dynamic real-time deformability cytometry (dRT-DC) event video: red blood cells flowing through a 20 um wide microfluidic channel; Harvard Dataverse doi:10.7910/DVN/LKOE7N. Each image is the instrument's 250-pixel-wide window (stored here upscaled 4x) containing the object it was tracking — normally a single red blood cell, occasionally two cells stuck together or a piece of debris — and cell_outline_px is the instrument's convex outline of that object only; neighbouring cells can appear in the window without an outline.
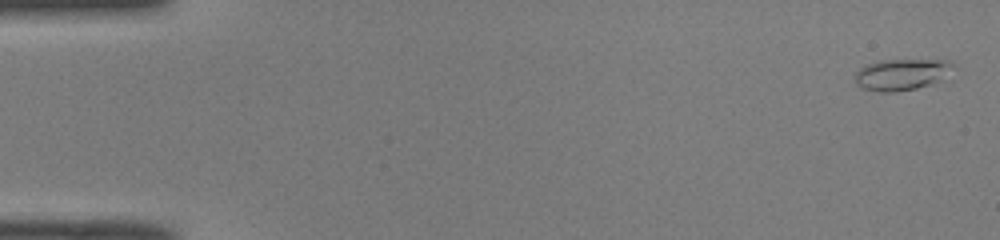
{"species": "common noctule bat (a hibernating species)", "species_latin": "Nyctalus noctula", "temperature_condition": "room temperature", "stored_images_in_passage": 51, "camera_frame_rate_fps": 3000, "um_per_image_px": 0.085, "animal": {"sex": "male", "body_mass_g": 19.0, "forearm_length_mm": 50.8}, "frame": {"image": 1, "passage_image": 2, "time_ms": 0.333, "image_size_px": [1000, 240], "cell_outline_px": [[956, 68], [952, 80], [916, 88], [896, 92], [880, 92], [860, 88], [856, 84], [856, 72], [860, 68], [868, 64], [880, 60], [952, 60], [956, 64]], "centroid_in_image_um": [76.83, 6.34], "position_along_channel_um": 8.2, "area_um2": 18.9}}
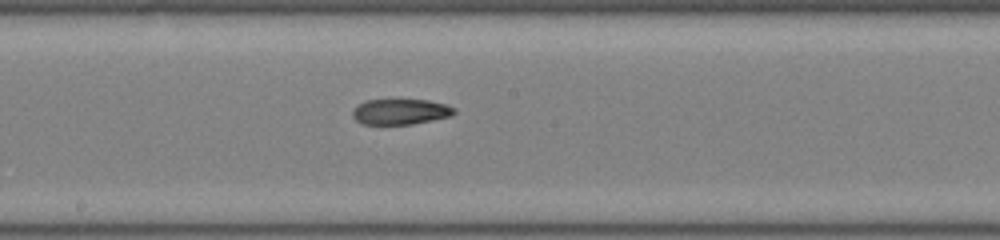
{"frame": {"image": 2, "passage_image": 28, "time_ms": 9.0, "image_size_px": [1000, 240], "cell_outline_px": [[456, 112], [452, 116], [412, 124], [360, 124], [352, 116], [352, 112], [364, 100], [428, 100], [444, 104], [456, 108]], "centroid_in_image_um": [34.06, 9.5], "position_along_channel_um": 214.1, "area_um2": 15.09}}
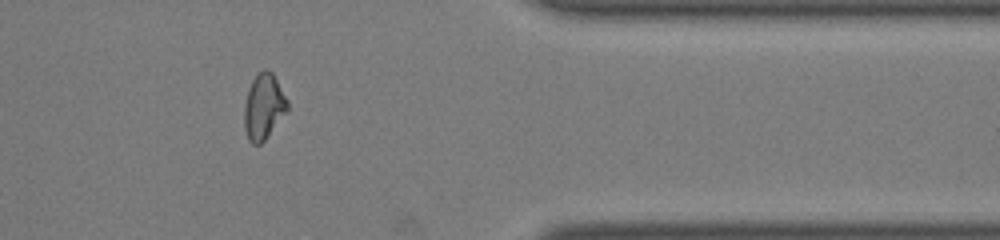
{"frame": {"image": 3, "passage_image": 42, "time_ms": 13.667, "image_size_px": [1000, 240], "cell_outline_px": [[288, 112], [264, 140], [260, 144], [252, 144], [248, 140], [244, 128], [244, 104], [248, 88], [252, 80], [264, 68], [272, 72], [288, 100]], "centroid_in_image_um": [22.41, 9.08], "position_along_channel_um": 389.0, "area_um2": 16.65}}